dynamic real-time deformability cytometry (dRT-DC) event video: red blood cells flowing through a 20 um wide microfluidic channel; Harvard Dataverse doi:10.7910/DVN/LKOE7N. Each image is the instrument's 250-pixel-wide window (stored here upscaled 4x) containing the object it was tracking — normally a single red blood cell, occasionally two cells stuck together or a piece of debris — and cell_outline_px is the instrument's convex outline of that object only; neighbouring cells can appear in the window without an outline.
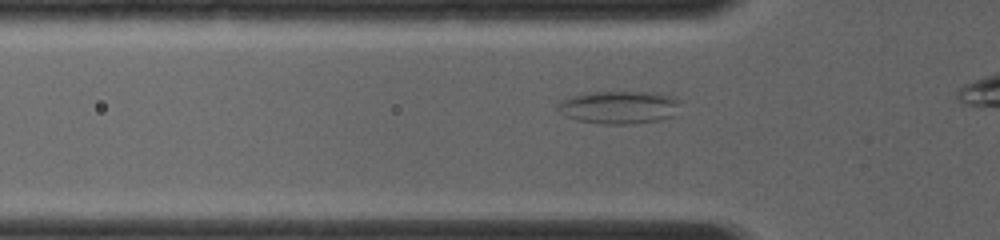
{"species": "common noctule bat (a hibernating species)", "species_latin": "Nyctalus noctula", "temperature_condition": "room temperature", "stored_images_in_passage": 50, "camera_frame_rate_fps": 4000, "um_per_image_px": 0.085, "animal": {"sex": "female", "body_mass_g": 19.0, "forearm_length_mm": 56.7}, "frame": {"image": 1, "passage_image": 12, "time_ms": 1.5, "image_size_px": [1000, 240], "cell_outline_px": [[680, 104], [672, 116], [660, 120], [632, 124], [600, 124], [580, 120], [568, 116], [560, 112], [556, 108], [556, 104], [560, 100], [568, 96], [592, 92], [660, 92], [676, 96], [680, 100]], "centroid_in_image_um": [52.64, 9.1], "position_along_channel_um": 73.2, "area_um2": 23.76}}
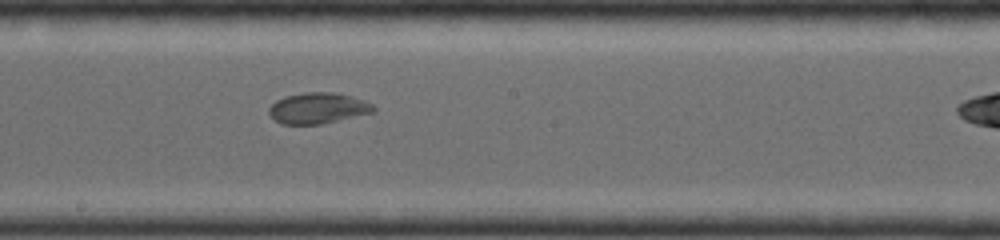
{"frame": {"image": 2, "passage_image": 35, "time_ms": 4.75, "image_size_px": [1000, 240], "cell_outline_px": [[376, 108], [372, 112], [320, 124], [280, 124], [268, 112], [268, 108], [276, 100], [284, 96], [304, 92], [332, 92], [352, 96], [364, 100], [372, 104]], "centroid_in_image_um": [26.99, 9.18], "position_along_channel_um": 221.2, "area_um2": 18.67}}
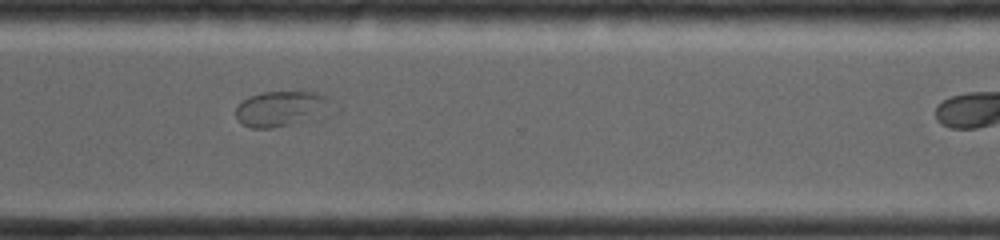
{"frame": {"image": 3, "passage_image": 49, "time_ms": 7.5, "image_size_px": [1000, 240], "cell_outline_px": [[340, 112], [316, 120], [272, 128], [252, 128], [244, 124], [236, 116], [236, 108], [248, 96], [264, 92], [316, 92], [332, 100]], "centroid_in_image_um": [24.14, 9.26], "position_along_channel_um": 346.5, "area_um2": 20.75}}